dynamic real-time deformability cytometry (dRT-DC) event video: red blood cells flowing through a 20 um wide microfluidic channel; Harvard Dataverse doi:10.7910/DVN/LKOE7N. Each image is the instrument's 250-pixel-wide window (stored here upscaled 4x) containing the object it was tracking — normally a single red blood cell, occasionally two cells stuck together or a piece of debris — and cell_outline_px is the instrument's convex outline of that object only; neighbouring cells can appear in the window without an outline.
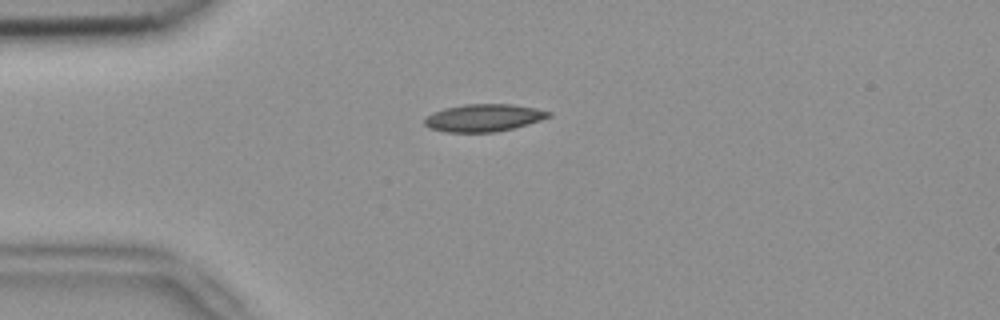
{"species": "common noctule bat (a hibernating species)", "species_latin": "Nyctalus noctula", "temperature_condition": "room temperature", "stored_images_in_passage": 9, "camera_frame_rate_fps": 3000, "um_per_image_px": 0.085, "animal": {"sex": "female", "body_mass_g": 18.4}, "frame": {"image": 1, "passage_image": 1, "time_ms": 0.0, "image_size_px": [1000, 320], "cell_outline_px": [[552, 116], [528, 124], [496, 132], [448, 132], [428, 128], [424, 124], [424, 116], [432, 112], [444, 108], [464, 104], [512, 104], [536, 108], [552, 112]], "centroid_in_image_um": [41.08, 10.01], "position_along_channel_um": 43.9, "area_um2": 20.0}}